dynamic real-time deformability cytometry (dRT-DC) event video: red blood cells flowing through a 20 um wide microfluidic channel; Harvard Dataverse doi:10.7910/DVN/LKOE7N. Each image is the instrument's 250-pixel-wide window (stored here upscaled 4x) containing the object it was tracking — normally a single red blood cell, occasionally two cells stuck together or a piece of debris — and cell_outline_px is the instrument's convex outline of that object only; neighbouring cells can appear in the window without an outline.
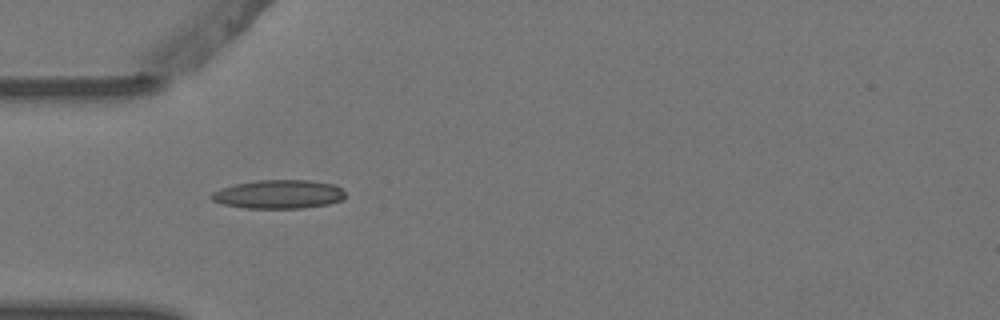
{"species": "Egyptian fruit bat (a non-hibernating species)", "species_latin": "Rousettus aegyptiacus", "temperature_condition": "warm", "stored_images_in_passage": 3, "camera_frame_rate_fps": 3000, "um_per_image_px": 0.085, "animal": {"sex": "female"}, "frame": {"image": 1, "passage_image": 2, "time_ms": 0.333, "image_size_px": [1000, 320], "cell_outline_px": [[344, 200], [328, 204], [304, 208], [244, 208], [224, 204], [212, 200], [208, 196], [212, 192], [220, 188], [236, 184], [256, 180], [308, 180], [336, 184], [344, 192]], "centroid_in_image_um": [23.69, 16.51], "position_along_channel_um": 61.3, "area_um2": 22.54}}
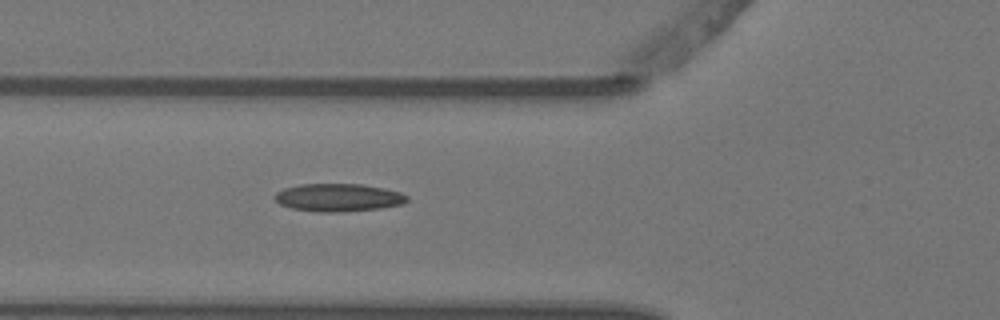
{"frame": {"image": 2, "passage_image": 3, "time_ms": 0.667, "image_size_px": [1000, 320], "cell_outline_px": [[408, 200], [404, 204], [380, 208], [344, 212], [320, 212], [292, 208], [280, 204], [272, 196], [276, 192], [284, 188], [300, 184], [360, 184], [384, 188], [400, 192], [408, 196]], "centroid_in_image_um": [28.76, 16.79], "position_along_channel_um": 97.0, "area_um2": 21.56}}